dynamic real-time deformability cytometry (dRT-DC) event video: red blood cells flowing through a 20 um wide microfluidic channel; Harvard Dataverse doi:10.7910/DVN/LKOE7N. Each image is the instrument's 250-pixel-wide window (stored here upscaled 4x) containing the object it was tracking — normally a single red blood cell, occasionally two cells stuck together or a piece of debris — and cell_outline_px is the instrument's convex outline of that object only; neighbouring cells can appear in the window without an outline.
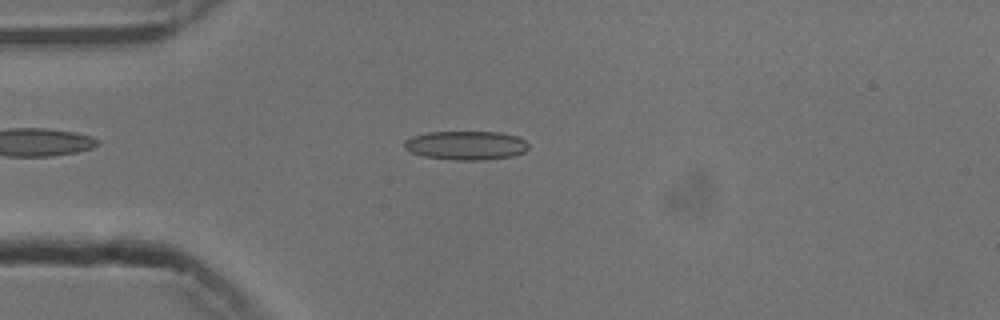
{"species": "common noctule bat (a hibernating species)", "species_latin": "Nyctalus noctula", "temperature_condition": "cold", "stored_images_in_passage": 52, "camera_frame_rate_fps": 3000, "um_per_image_px": 0.085, "animal": {"sex": "male", "body_mass_g": 13.3}, "frame": {"image": 1, "passage_image": 12, "time_ms": 3.667, "image_size_px": [1000, 320], "cell_outline_px": [[528, 148], [524, 152], [512, 156], [480, 160], [456, 160], [424, 156], [412, 152], [404, 148], [404, 140], [412, 136], [428, 132], [500, 132], [516, 136], [524, 140], [528, 144]], "centroid_in_image_um": [39.6, 12.35], "position_along_channel_um": 45.4, "area_um2": 20.81}}
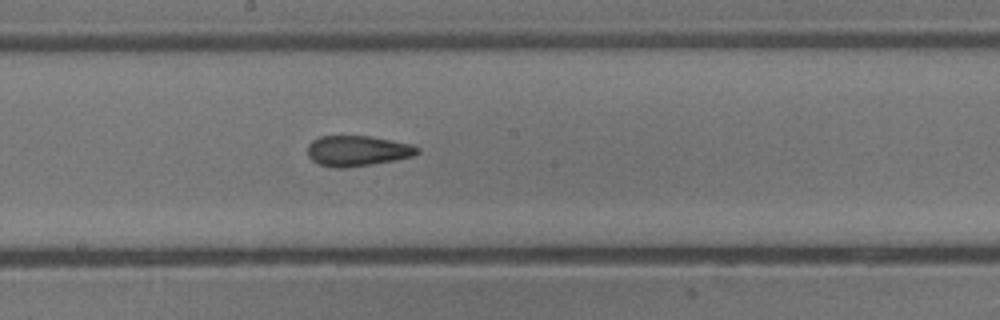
{"frame": {"image": 2, "passage_image": 27, "time_ms": 8.667, "image_size_px": [1000, 320], "cell_outline_px": [[420, 152], [412, 156], [396, 160], [372, 164], [344, 168], [336, 168], [320, 164], [312, 160], [308, 156], [308, 144], [312, 140], [320, 136], [372, 136], [412, 144], [420, 148]], "centroid_in_image_um": [30.4, 12.81], "position_along_channel_um": 217.8, "area_um2": 19.59}}
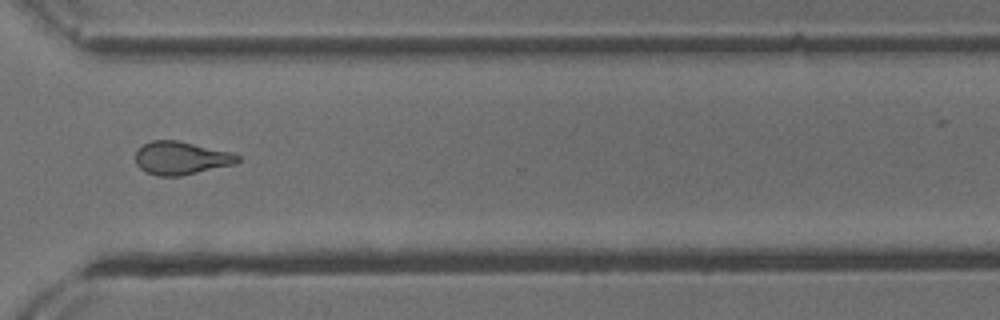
{"frame": {"image": 3, "passage_image": 38, "time_ms": 12.333, "image_size_px": [1000, 320], "cell_outline_px": [[240, 160], [236, 164], [180, 176], [156, 176], [144, 172], [136, 164], [136, 152], [144, 144], [152, 140], [176, 140], [232, 152], [240, 156]], "centroid_in_image_um": [15.4, 13.44], "position_along_channel_um": 355.2, "area_um2": 19.77}, "authors_computed_cell_mechanics": {"area_um2": 19.7098, "velocity_mm_per_s": 3.7532, "shape_relaxation_time_tau1_ms": null, "shape_relaxation_time_tau2_ms": 3.7164, "deformation_change_tau1": null, "deformation_change_tau2": 0.1141}}